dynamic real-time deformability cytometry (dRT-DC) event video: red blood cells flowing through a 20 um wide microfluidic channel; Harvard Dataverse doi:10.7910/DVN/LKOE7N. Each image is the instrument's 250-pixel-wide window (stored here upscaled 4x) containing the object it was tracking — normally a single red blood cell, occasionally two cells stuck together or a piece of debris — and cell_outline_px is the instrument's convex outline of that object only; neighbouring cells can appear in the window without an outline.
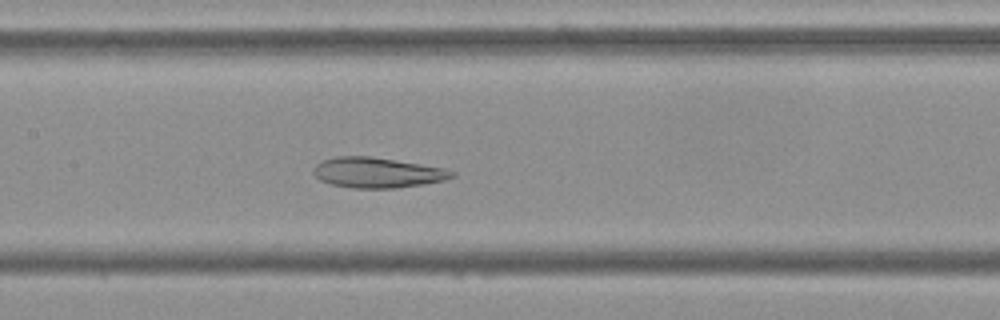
{"species": "Egyptian fruit bat (a non-hibernating species)", "species_latin": "Rousettus aegyptiacus", "temperature_condition": "cold", "stored_images_in_passage": 47, "camera_frame_rate_fps": 3000, "um_per_image_px": 0.085, "frame": {"image": 1, "passage_image": 19, "time_ms": 6.0, "image_size_px": [1000, 320], "cell_outline_px": [[456, 176], [444, 180], [424, 184], [396, 188], [352, 188], [332, 184], [320, 180], [312, 172], [312, 168], [316, 164], [324, 160], [336, 156], [368, 156], [420, 164], [444, 168], [456, 172]], "centroid_in_image_um": [32.07, 14.67], "position_along_channel_um": 175.3, "area_um2": 24.39}}
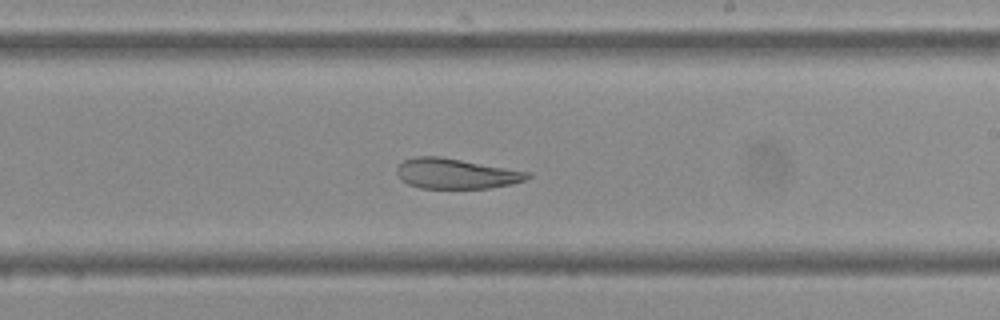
{"frame": {"image": 2, "passage_image": 25, "time_ms": 8.0, "image_size_px": [1000, 320], "cell_outline_px": [[532, 176], [524, 180], [512, 184], [488, 188], [420, 188], [408, 184], [396, 172], [396, 168], [404, 160], [416, 156], [440, 156], [528, 172]], "centroid_in_image_um": [38.74, 14.76], "position_along_channel_um": 250.3, "area_um2": 22.72}}
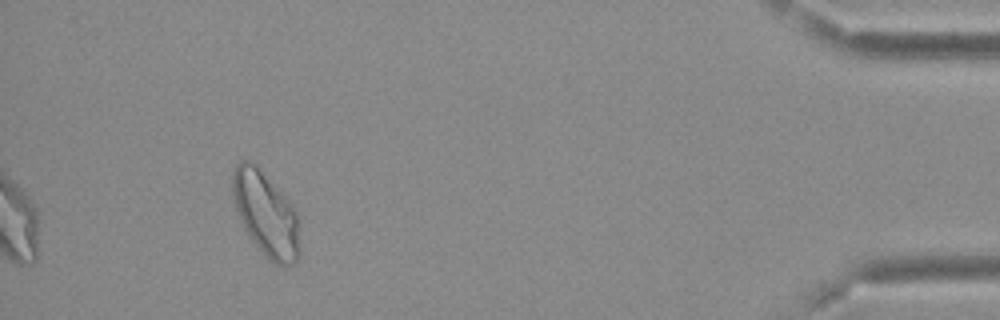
{"frame": {"image": 3, "passage_image": 43, "time_ms": 14.0, "image_size_px": [1000, 320], "cell_outline_px": [[300, 256], [296, 264], [272, 264], [264, 256], [252, 240], [244, 228], [240, 220], [236, 208], [232, 192], [232, 172], [236, 164], [240, 160], [248, 160], [256, 164], [292, 204], [300, 220]], "centroid_in_image_um": [22.63, 18.21], "position_along_channel_um": 412.6, "area_um2": 33.52}, "authors_computed_cell_mechanics": {"area_um2": 28.4376, "velocity_mm_per_s": 3.7564, "shape_relaxation_time_tau1_ms": null, "shape_relaxation_time_tau2_ms": 2.9167, "deformation_change_tau1": null, "deformation_change_tau2": 0.0996}}